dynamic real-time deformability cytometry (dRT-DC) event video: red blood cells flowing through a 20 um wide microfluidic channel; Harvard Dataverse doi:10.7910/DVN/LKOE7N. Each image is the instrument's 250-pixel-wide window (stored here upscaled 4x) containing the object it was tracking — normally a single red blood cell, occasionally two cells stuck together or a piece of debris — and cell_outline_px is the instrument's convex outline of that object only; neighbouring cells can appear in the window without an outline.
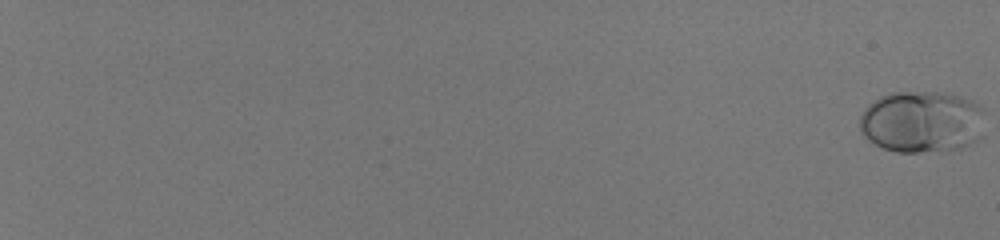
{"species": "human", "species_latin": "Homo sapiens", "temperature_condition": "room temperature", "stored_images_in_passage": 59, "camera_frame_rate_fps": 3000, "um_per_image_px": 0.085, "donor": {"sex": "male"}, "frame": {"image": 1, "passage_image": 1, "time_ms": 0.0, "image_size_px": [1000, 240], "cell_outline_px": [[984, 136], [976, 144], [948, 152], [896, 152], [884, 148], [868, 140], [860, 132], [860, 116], [864, 108], [872, 100], [880, 96], [892, 92], [940, 92], [960, 96], [972, 100], [980, 104], [984, 108]], "centroid_in_image_um": [78.43, 10.37], "position_along_channel_um": 6.6, "area_um2": 46.64}}
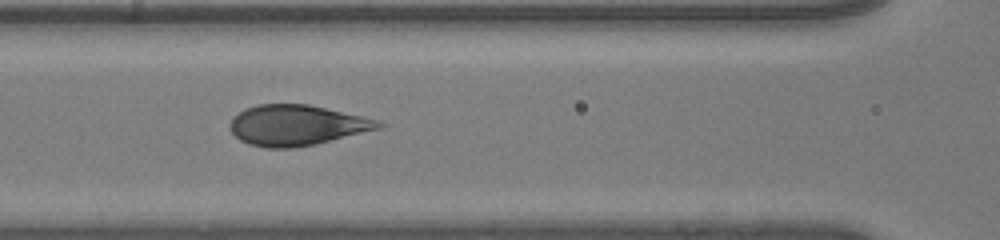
{"frame": {"image": 2, "passage_image": 34, "time_ms": 11.0, "image_size_px": [1000, 240], "cell_outline_px": [[388, 124], [384, 128], [312, 144], [292, 148], [264, 148], [248, 144], [240, 140], [228, 128], [228, 124], [244, 108], [256, 104], [308, 104], [364, 116], [380, 120]], "centroid_in_image_um": [25.25, 10.64], "position_along_channel_um": 141.3, "area_um2": 35.26}}
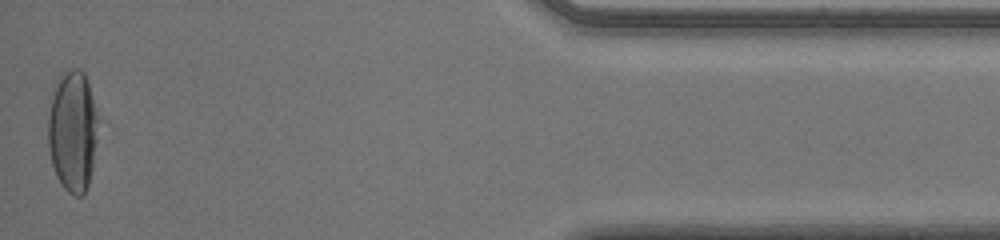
{"frame": {"image": 3, "passage_image": 59, "time_ms": 19.333, "image_size_px": [1000, 240], "cell_outline_px": [[96, 140], [92, 168], [88, 184], [84, 192], [80, 196], [76, 196], [68, 192], [64, 188], [56, 176], [52, 164], [48, 144], [48, 96], [60, 72], [72, 68], [80, 68], [84, 72], [88, 84], [96, 116]], "centroid_in_image_um": [6.11, 11.08], "position_along_channel_um": 429.1, "area_um2": 35.49}, "authors_computed_cell_mechanics": {"area_um2": 37.57, "velocity_mm_per_s": 4.0514, "shape_relaxation_time_tau1_ms": 5.5157, "shape_relaxation_time_tau2_ms": null, "deformation_change_tau1": 0.2214, "deformation_change_tau2": null}}